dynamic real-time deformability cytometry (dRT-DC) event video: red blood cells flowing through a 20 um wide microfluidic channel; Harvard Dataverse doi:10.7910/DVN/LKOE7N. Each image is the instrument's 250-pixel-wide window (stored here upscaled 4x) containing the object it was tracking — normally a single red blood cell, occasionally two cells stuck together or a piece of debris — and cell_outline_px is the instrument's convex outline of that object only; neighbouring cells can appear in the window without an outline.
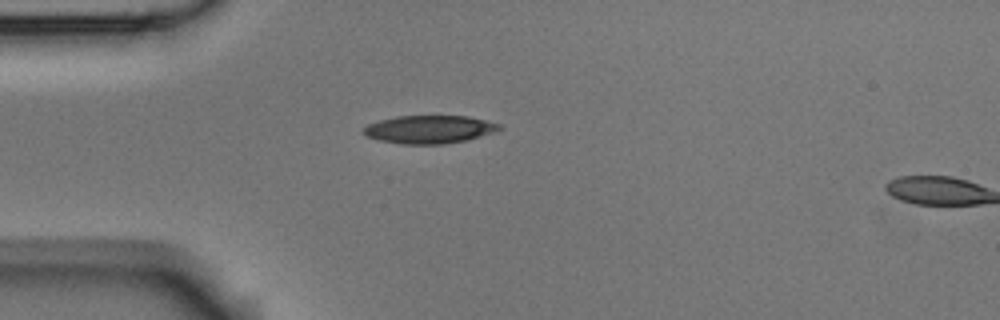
{"species": "Egyptian fruit bat (a non-hibernating species)", "species_latin": "Rousettus aegyptiacus", "temperature_condition": "room temperature", "stored_images_in_passage": 2, "camera_frame_rate_fps": 3000, "um_per_image_px": 0.085, "animal": {"sex": "male"}, "frame": {"image": 1, "passage_image": 1, "time_ms": 0.0, "image_size_px": [1000, 320], "cell_outline_px": [[504, 128], [468, 140], [444, 144], [400, 144], [376, 140], [368, 136], [364, 132], [364, 128], [368, 124], [380, 120], [396, 116], [468, 116], [500, 124]], "centroid_in_image_um": [36.49, 11.0], "position_along_channel_um": 48.5, "area_um2": 22.14}}